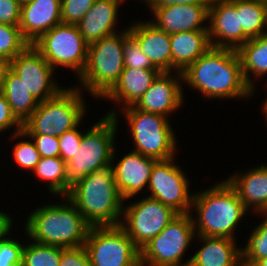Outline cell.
I'll return each mask as SVG.
<instances>
[{
	"label": "cell",
	"mask_w": 267,
	"mask_h": 266,
	"mask_svg": "<svg viewBox=\"0 0 267 266\" xmlns=\"http://www.w3.org/2000/svg\"><path fill=\"white\" fill-rule=\"evenodd\" d=\"M264 212L263 213H267V206H266V208L263 210ZM266 211V212H265ZM267 215V214H266Z\"/></svg>",
	"instance_id": "49"
},
{
	"label": "cell",
	"mask_w": 267,
	"mask_h": 266,
	"mask_svg": "<svg viewBox=\"0 0 267 266\" xmlns=\"http://www.w3.org/2000/svg\"><path fill=\"white\" fill-rule=\"evenodd\" d=\"M199 214L198 235L234 239L233 230L246 209L235 189L224 181L193 196Z\"/></svg>",
	"instance_id": "5"
},
{
	"label": "cell",
	"mask_w": 267,
	"mask_h": 266,
	"mask_svg": "<svg viewBox=\"0 0 267 266\" xmlns=\"http://www.w3.org/2000/svg\"><path fill=\"white\" fill-rule=\"evenodd\" d=\"M21 6L17 0H0V23L19 25Z\"/></svg>",
	"instance_id": "40"
},
{
	"label": "cell",
	"mask_w": 267,
	"mask_h": 266,
	"mask_svg": "<svg viewBox=\"0 0 267 266\" xmlns=\"http://www.w3.org/2000/svg\"><path fill=\"white\" fill-rule=\"evenodd\" d=\"M77 89H62L55 97L39 102L23 124L26 135L61 136L78 126L85 112Z\"/></svg>",
	"instance_id": "7"
},
{
	"label": "cell",
	"mask_w": 267,
	"mask_h": 266,
	"mask_svg": "<svg viewBox=\"0 0 267 266\" xmlns=\"http://www.w3.org/2000/svg\"><path fill=\"white\" fill-rule=\"evenodd\" d=\"M17 125V133L23 128V125L17 120L11 111L7 99L0 93V132L2 130Z\"/></svg>",
	"instance_id": "41"
},
{
	"label": "cell",
	"mask_w": 267,
	"mask_h": 266,
	"mask_svg": "<svg viewBox=\"0 0 267 266\" xmlns=\"http://www.w3.org/2000/svg\"><path fill=\"white\" fill-rule=\"evenodd\" d=\"M21 5H24L32 0H17Z\"/></svg>",
	"instance_id": "46"
},
{
	"label": "cell",
	"mask_w": 267,
	"mask_h": 266,
	"mask_svg": "<svg viewBox=\"0 0 267 266\" xmlns=\"http://www.w3.org/2000/svg\"><path fill=\"white\" fill-rule=\"evenodd\" d=\"M169 72H161L134 105L136 109L166 116L182 103L181 86Z\"/></svg>",
	"instance_id": "18"
},
{
	"label": "cell",
	"mask_w": 267,
	"mask_h": 266,
	"mask_svg": "<svg viewBox=\"0 0 267 266\" xmlns=\"http://www.w3.org/2000/svg\"><path fill=\"white\" fill-rule=\"evenodd\" d=\"M160 73L159 70L124 68L119 80L103 97L124 100L127 107L134 106Z\"/></svg>",
	"instance_id": "23"
},
{
	"label": "cell",
	"mask_w": 267,
	"mask_h": 266,
	"mask_svg": "<svg viewBox=\"0 0 267 266\" xmlns=\"http://www.w3.org/2000/svg\"><path fill=\"white\" fill-rule=\"evenodd\" d=\"M11 219L4 213L0 212V236L11 227Z\"/></svg>",
	"instance_id": "44"
},
{
	"label": "cell",
	"mask_w": 267,
	"mask_h": 266,
	"mask_svg": "<svg viewBox=\"0 0 267 266\" xmlns=\"http://www.w3.org/2000/svg\"><path fill=\"white\" fill-rule=\"evenodd\" d=\"M205 245L188 261L189 266H242L241 248L235 247L234 239L199 236Z\"/></svg>",
	"instance_id": "24"
},
{
	"label": "cell",
	"mask_w": 267,
	"mask_h": 266,
	"mask_svg": "<svg viewBox=\"0 0 267 266\" xmlns=\"http://www.w3.org/2000/svg\"><path fill=\"white\" fill-rule=\"evenodd\" d=\"M172 68L183 72L202 56L211 44L208 30H192L170 34Z\"/></svg>",
	"instance_id": "22"
},
{
	"label": "cell",
	"mask_w": 267,
	"mask_h": 266,
	"mask_svg": "<svg viewBox=\"0 0 267 266\" xmlns=\"http://www.w3.org/2000/svg\"><path fill=\"white\" fill-rule=\"evenodd\" d=\"M120 1L122 0H95L91 9L77 24L88 45L115 34L113 26Z\"/></svg>",
	"instance_id": "21"
},
{
	"label": "cell",
	"mask_w": 267,
	"mask_h": 266,
	"mask_svg": "<svg viewBox=\"0 0 267 266\" xmlns=\"http://www.w3.org/2000/svg\"><path fill=\"white\" fill-rule=\"evenodd\" d=\"M240 26L249 37H259L263 32L266 19V3L258 0H237Z\"/></svg>",
	"instance_id": "28"
},
{
	"label": "cell",
	"mask_w": 267,
	"mask_h": 266,
	"mask_svg": "<svg viewBox=\"0 0 267 266\" xmlns=\"http://www.w3.org/2000/svg\"><path fill=\"white\" fill-rule=\"evenodd\" d=\"M125 108L137 148L133 151L156 160L173 158L176 143L167 118L144 112L134 106Z\"/></svg>",
	"instance_id": "9"
},
{
	"label": "cell",
	"mask_w": 267,
	"mask_h": 266,
	"mask_svg": "<svg viewBox=\"0 0 267 266\" xmlns=\"http://www.w3.org/2000/svg\"><path fill=\"white\" fill-rule=\"evenodd\" d=\"M14 158L16 162L24 167L34 170L41 156L34 143L22 141L14 146Z\"/></svg>",
	"instance_id": "36"
},
{
	"label": "cell",
	"mask_w": 267,
	"mask_h": 266,
	"mask_svg": "<svg viewBox=\"0 0 267 266\" xmlns=\"http://www.w3.org/2000/svg\"><path fill=\"white\" fill-rule=\"evenodd\" d=\"M61 23V0H32L21 6L19 28L30 44Z\"/></svg>",
	"instance_id": "16"
},
{
	"label": "cell",
	"mask_w": 267,
	"mask_h": 266,
	"mask_svg": "<svg viewBox=\"0 0 267 266\" xmlns=\"http://www.w3.org/2000/svg\"><path fill=\"white\" fill-rule=\"evenodd\" d=\"M84 246L91 266H141L140 250L121 225L90 227Z\"/></svg>",
	"instance_id": "8"
},
{
	"label": "cell",
	"mask_w": 267,
	"mask_h": 266,
	"mask_svg": "<svg viewBox=\"0 0 267 266\" xmlns=\"http://www.w3.org/2000/svg\"><path fill=\"white\" fill-rule=\"evenodd\" d=\"M32 45L52 66H67L80 74L87 63L88 44L77 25L58 24L42 34Z\"/></svg>",
	"instance_id": "11"
},
{
	"label": "cell",
	"mask_w": 267,
	"mask_h": 266,
	"mask_svg": "<svg viewBox=\"0 0 267 266\" xmlns=\"http://www.w3.org/2000/svg\"><path fill=\"white\" fill-rule=\"evenodd\" d=\"M60 266H91L85 246L63 248Z\"/></svg>",
	"instance_id": "39"
},
{
	"label": "cell",
	"mask_w": 267,
	"mask_h": 266,
	"mask_svg": "<svg viewBox=\"0 0 267 266\" xmlns=\"http://www.w3.org/2000/svg\"><path fill=\"white\" fill-rule=\"evenodd\" d=\"M258 1H262V2H264V3H267V0H258Z\"/></svg>",
	"instance_id": "50"
},
{
	"label": "cell",
	"mask_w": 267,
	"mask_h": 266,
	"mask_svg": "<svg viewBox=\"0 0 267 266\" xmlns=\"http://www.w3.org/2000/svg\"><path fill=\"white\" fill-rule=\"evenodd\" d=\"M29 44L19 25L0 23V57L12 60Z\"/></svg>",
	"instance_id": "31"
},
{
	"label": "cell",
	"mask_w": 267,
	"mask_h": 266,
	"mask_svg": "<svg viewBox=\"0 0 267 266\" xmlns=\"http://www.w3.org/2000/svg\"><path fill=\"white\" fill-rule=\"evenodd\" d=\"M95 0H61V22L77 25Z\"/></svg>",
	"instance_id": "34"
},
{
	"label": "cell",
	"mask_w": 267,
	"mask_h": 266,
	"mask_svg": "<svg viewBox=\"0 0 267 266\" xmlns=\"http://www.w3.org/2000/svg\"><path fill=\"white\" fill-rule=\"evenodd\" d=\"M62 247L33 243L22 251L21 266H60Z\"/></svg>",
	"instance_id": "29"
},
{
	"label": "cell",
	"mask_w": 267,
	"mask_h": 266,
	"mask_svg": "<svg viewBox=\"0 0 267 266\" xmlns=\"http://www.w3.org/2000/svg\"><path fill=\"white\" fill-rule=\"evenodd\" d=\"M253 266H267V257L258 260Z\"/></svg>",
	"instance_id": "45"
},
{
	"label": "cell",
	"mask_w": 267,
	"mask_h": 266,
	"mask_svg": "<svg viewBox=\"0 0 267 266\" xmlns=\"http://www.w3.org/2000/svg\"><path fill=\"white\" fill-rule=\"evenodd\" d=\"M227 181L237 192L246 210L253 205L255 210L263 212L267 206V166L262 165L242 177L233 176Z\"/></svg>",
	"instance_id": "25"
},
{
	"label": "cell",
	"mask_w": 267,
	"mask_h": 266,
	"mask_svg": "<svg viewBox=\"0 0 267 266\" xmlns=\"http://www.w3.org/2000/svg\"><path fill=\"white\" fill-rule=\"evenodd\" d=\"M246 83L253 88L248 71L256 76L267 73V34L250 38L245 44L236 49Z\"/></svg>",
	"instance_id": "27"
},
{
	"label": "cell",
	"mask_w": 267,
	"mask_h": 266,
	"mask_svg": "<svg viewBox=\"0 0 267 266\" xmlns=\"http://www.w3.org/2000/svg\"><path fill=\"white\" fill-rule=\"evenodd\" d=\"M11 70L39 102L55 97L62 90L51 81L54 68L32 44L11 60Z\"/></svg>",
	"instance_id": "14"
},
{
	"label": "cell",
	"mask_w": 267,
	"mask_h": 266,
	"mask_svg": "<svg viewBox=\"0 0 267 266\" xmlns=\"http://www.w3.org/2000/svg\"><path fill=\"white\" fill-rule=\"evenodd\" d=\"M196 222L190 213L179 214L140 250V264L150 266H189L181 257L194 236ZM180 264V265H179Z\"/></svg>",
	"instance_id": "10"
},
{
	"label": "cell",
	"mask_w": 267,
	"mask_h": 266,
	"mask_svg": "<svg viewBox=\"0 0 267 266\" xmlns=\"http://www.w3.org/2000/svg\"><path fill=\"white\" fill-rule=\"evenodd\" d=\"M15 136H31L35 140L34 144L39 152L41 158L47 157H60L59 150V138L57 136L48 135H26L22 130L20 132H15Z\"/></svg>",
	"instance_id": "37"
},
{
	"label": "cell",
	"mask_w": 267,
	"mask_h": 266,
	"mask_svg": "<svg viewBox=\"0 0 267 266\" xmlns=\"http://www.w3.org/2000/svg\"><path fill=\"white\" fill-rule=\"evenodd\" d=\"M69 205H48L33 212L26 231L34 242L74 248L85 245L90 225L77 207L67 198Z\"/></svg>",
	"instance_id": "3"
},
{
	"label": "cell",
	"mask_w": 267,
	"mask_h": 266,
	"mask_svg": "<svg viewBox=\"0 0 267 266\" xmlns=\"http://www.w3.org/2000/svg\"><path fill=\"white\" fill-rule=\"evenodd\" d=\"M251 234L247 246L241 250L242 266H253L267 257V218Z\"/></svg>",
	"instance_id": "32"
},
{
	"label": "cell",
	"mask_w": 267,
	"mask_h": 266,
	"mask_svg": "<svg viewBox=\"0 0 267 266\" xmlns=\"http://www.w3.org/2000/svg\"><path fill=\"white\" fill-rule=\"evenodd\" d=\"M210 5H170L152 9L156 16L157 28L173 34L192 30H208L200 24L208 19Z\"/></svg>",
	"instance_id": "19"
},
{
	"label": "cell",
	"mask_w": 267,
	"mask_h": 266,
	"mask_svg": "<svg viewBox=\"0 0 267 266\" xmlns=\"http://www.w3.org/2000/svg\"><path fill=\"white\" fill-rule=\"evenodd\" d=\"M157 160L132 151L119 161L114 170L117 189L122 199L138 193L149 182L151 170Z\"/></svg>",
	"instance_id": "17"
},
{
	"label": "cell",
	"mask_w": 267,
	"mask_h": 266,
	"mask_svg": "<svg viewBox=\"0 0 267 266\" xmlns=\"http://www.w3.org/2000/svg\"><path fill=\"white\" fill-rule=\"evenodd\" d=\"M65 165L66 162L60 157H43L33 171L41 179L50 181L51 192L62 195V193L64 194Z\"/></svg>",
	"instance_id": "30"
},
{
	"label": "cell",
	"mask_w": 267,
	"mask_h": 266,
	"mask_svg": "<svg viewBox=\"0 0 267 266\" xmlns=\"http://www.w3.org/2000/svg\"><path fill=\"white\" fill-rule=\"evenodd\" d=\"M208 18L211 21V25L208 27L211 47L236 50L250 39L240 26L237 0H211ZM214 35L221 40L225 39V41L216 40L212 42V36L214 37Z\"/></svg>",
	"instance_id": "15"
},
{
	"label": "cell",
	"mask_w": 267,
	"mask_h": 266,
	"mask_svg": "<svg viewBox=\"0 0 267 266\" xmlns=\"http://www.w3.org/2000/svg\"><path fill=\"white\" fill-rule=\"evenodd\" d=\"M67 197L92 226H117L122 214V197L117 189L113 167L96 170L81 180Z\"/></svg>",
	"instance_id": "2"
},
{
	"label": "cell",
	"mask_w": 267,
	"mask_h": 266,
	"mask_svg": "<svg viewBox=\"0 0 267 266\" xmlns=\"http://www.w3.org/2000/svg\"><path fill=\"white\" fill-rule=\"evenodd\" d=\"M123 210L127 224L120 225L139 250L179 215L173 208L151 197Z\"/></svg>",
	"instance_id": "12"
},
{
	"label": "cell",
	"mask_w": 267,
	"mask_h": 266,
	"mask_svg": "<svg viewBox=\"0 0 267 266\" xmlns=\"http://www.w3.org/2000/svg\"><path fill=\"white\" fill-rule=\"evenodd\" d=\"M265 25H267V3H266V19H265ZM267 34V33H265Z\"/></svg>",
	"instance_id": "48"
},
{
	"label": "cell",
	"mask_w": 267,
	"mask_h": 266,
	"mask_svg": "<svg viewBox=\"0 0 267 266\" xmlns=\"http://www.w3.org/2000/svg\"><path fill=\"white\" fill-rule=\"evenodd\" d=\"M59 138L60 158L67 162L73 157L76 150L79 149L82 134L77 131L76 127L70 131L65 132Z\"/></svg>",
	"instance_id": "38"
},
{
	"label": "cell",
	"mask_w": 267,
	"mask_h": 266,
	"mask_svg": "<svg viewBox=\"0 0 267 266\" xmlns=\"http://www.w3.org/2000/svg\"><path fill=\"white\" fill-rule=\"evenodd\" d=\"M137 39L142 52L160 72H171L172 53L170 34L157 28L153 23H138L129 29Z\"/></svg>",
	"instance_id": "20"
},
{
	"label": "cell",
	"mask_w": 267,
	"mask_h": 266,
	"mask_svg": "<svg viewBox=\"0 0 267 266\" xmlns=\"http://www.w3.org/2000/svg\"><path fill=\"white\" fill-rule=\"evenodd\" d=\"M264 112L266 113L265 115H266V117H267V100H266V102H265V104H264Z\"/></svg>",
	"instance_id": "47"
},
{
	"label": "cell",
	"mask_w": 267,
	"mask_h": 266,
	"mask_svg": "<svg viewBox=\"0 0 267 266\" xmlns=\"http://www.w3.org/2000/svg\"><path fill=\"white\" fill-rule=\"evenodd\" d=\"M116 114L108 113L89 131L82 134L81 144L73 157L66 162L64 174V196L87 175L112 164L113 140L116 131Z\"/></svg>",
	"instance_id": "4"
},
{
	"label": "cell",
	"mask_w": 267,
	"mask_h": 266,
	"mask_svg": "<svg viewBox=\"0 0 267 266\" xmlns=\"http://www.w3.org/2000/svg\"><path fill=\"white\" fill-rule=\"evenodd\" d=\"M124 68L158 70L142 52L137 39L131 33L124 40Z\"/></svg>",
	"instance_id": "33"
},
{
	"label": "cell",
	"mask_w": 267,
	"mask_h": 266,
	"mask_svg": "<svg viewBox=\"0 0 267 266\" xmlns=\"http://www.w3.org/2000/svg\"><path fill=\"white\" fill-rule=\"evenodd\" d=\"M150 8L158 9L170 5H210L211 0H147Z\"/></svg>",
	"instance_id": "42"
},
{
	"label": "cell",
	"mask_w": 267,
	"mask_h": 266,
	"mask_svg": "<svg viewBox=\"0 0 267 266\" xmlns=\"http://www.w3.org/2000/svg\"><path fill=\"white\" fill-rule=\"evenodd\" d=\"M178 75L211 98L246 97L252 92L244 79L239 55L230 48H209Z\"/></svg>",
	"instance_id": "1"
},
{
	"label": "cell",
	"mask_w": 267,
	"mask_h": 266,
	"mask_svg": "<svg viewBox=\"0 0 267 266\" xmlns=\"http://www.w3.org/2000/svg\"><path fill=\"white\" fill-rule=\"evenodd\" d=\"M7 99L11 111L23 125L36 110L37 101L29 92L26 85L11 69L7 73L1 92Z\"/></svg>",
	"instance_id": "26"
},
{
	"label": "cell",
	"mask_w": 267,
	"mask_h": 266,
	"mask_svg": "<svg viewBox=\"0 0 267 266\" xmlns=\"http://www.w3.org/2000/svg\"><path fill=\"white\" fill-rule=\"evenodd\" d=\"M151 198L161 201L179 214L189 213L193 196H189L188 182L184 173L172 164V158L157 160L149 179Z\"/></svg>",
	"instance_id": "13"
},
{
	"label": "cell",
	"mask_w": 267,
	"mask_h": 266,
	"mask_svg": "<svg viewBox=\"0 0 267 266\" xmlns=\"http://www.w3.org/2000/svg\"><path fill=\"white\" fill-rule=\"evenodd\" d=\"M9 230L0 236V266H21L24 247L17 241L4 239Z\"/></svg>",
	"instance_id": "35"
},
{
	"label": "cell",
	"mask_w": 267,
	"mask_h": 266,
	"mask_svg": "<svg viewBox=\"0 0 267 266\" xmlns=\"http://www.w3.org/2000/svg\"><path fill=\"white\" fill-rule=\"evenodd\" d=\"M127 29L121 36L112 34L88 45L87 63L80 80L89 91L104 96L119 80L124 70V40Z\"/></svg>",
	"instance_id": "6"
},
{
	"label": "cell",
	"mask_w": 267,
	"mask_h": 266,
	"mask_svg": "<svg viewBox=\"0 0 267 266\" xmlns=\"http://www.w3.org/2000/svg\"><path fill=\"white\" fill-rule=\"evenodd\" d=\"M11 69V60L0 57V93L2 92L4 82L8 71Z\"/></svg>",
	"instance_id": "43"
}]
</instances>
